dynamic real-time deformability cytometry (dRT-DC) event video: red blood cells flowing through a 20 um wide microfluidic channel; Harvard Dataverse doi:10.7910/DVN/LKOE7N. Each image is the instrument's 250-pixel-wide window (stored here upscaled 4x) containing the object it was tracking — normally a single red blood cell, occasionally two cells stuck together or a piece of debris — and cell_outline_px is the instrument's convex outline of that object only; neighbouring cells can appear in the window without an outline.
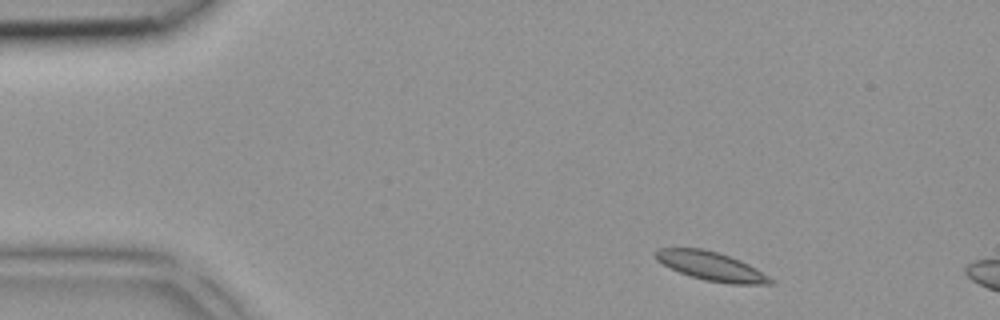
{"species": "common noctule bat (a hibernating species)", "species_latin": "Nyctalus noctula", "temperature_condition": "room temperature", "stored_images_in_passage": 2, "camera_frame_rate_fps": 3000, "um_per_image_px": 0.085, "animal": {"sex": "female", "body_mass_g": 18.4}, "frame": {"image": 1, "passage_image": 1, "time_ms": 0.0, "image_size_px": [1000, 320], "cell_outline_px": [[776, 284], [732, 284], [704, 280], [680, 272], [656, 260], [652, 252], [656, 248], [700, 248], [716, 252], [740, 260], [756, 268], [776, 280]], "centroid_in_image_um": [60.47, 22.63], "position_along_channel_um": 24.5, "area_um2": 19.25}}